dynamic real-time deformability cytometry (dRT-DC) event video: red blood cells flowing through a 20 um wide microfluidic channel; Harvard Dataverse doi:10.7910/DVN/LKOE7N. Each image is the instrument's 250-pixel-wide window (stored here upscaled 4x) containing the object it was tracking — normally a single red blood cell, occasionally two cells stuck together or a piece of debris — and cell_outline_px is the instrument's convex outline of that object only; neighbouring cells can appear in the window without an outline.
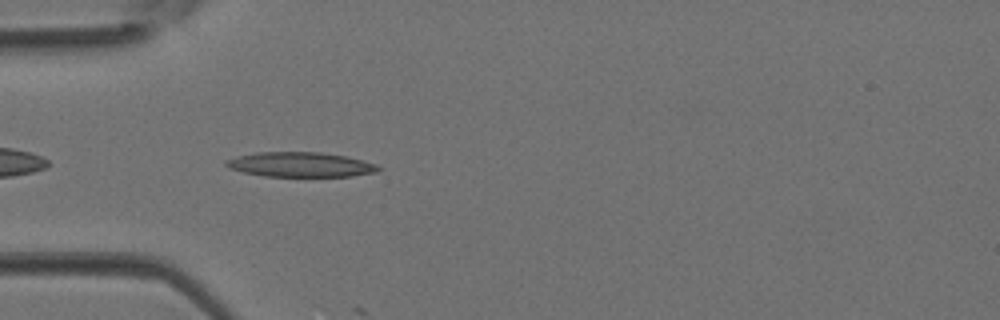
{"species": "Egyptian fruit bat (a non-hibernating species)", "species_latin": "Rousettus aegyptiacus", "temperature_condition": "room temperature", "stored_images_in_passage": 4, "camera_frame_rate_fps": 3000, "um_per_image_px": 0.085, "animal": {"sex": "female"}, "frame": {"image": 1, "passage_image": 4, "time_ms": 1.0, "image_size_px": [1000, 320], "cell_outline_px": [[384, 168], [376, 172], [352, 176], [264, 176], [244, 172], [228, 168], [224, 164], [224, 160], [256, 152], [320, 152], [344, 156], [376, 164]], "centroid_in_image_um": [25.53, 13.99], "position_along_channel_um": 59.5, "area_um2": 21.85}}